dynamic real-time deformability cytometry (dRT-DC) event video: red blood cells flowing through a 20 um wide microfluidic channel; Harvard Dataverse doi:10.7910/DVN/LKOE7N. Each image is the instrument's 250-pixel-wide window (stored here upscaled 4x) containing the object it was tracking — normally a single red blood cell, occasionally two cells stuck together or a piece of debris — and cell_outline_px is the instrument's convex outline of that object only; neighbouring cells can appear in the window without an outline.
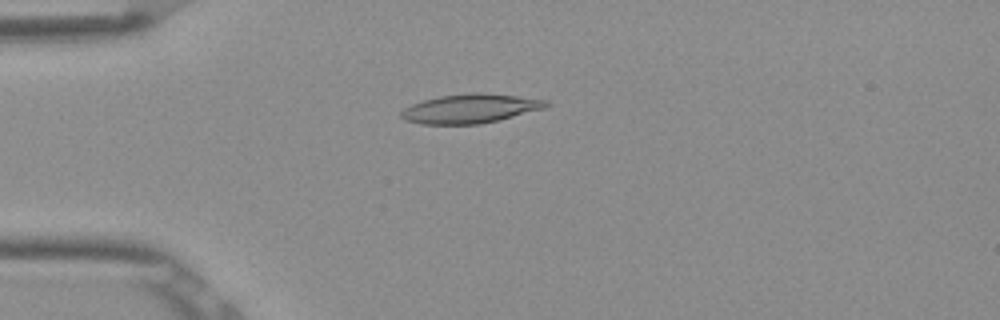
{"species": "Egyptian fruit bat (a non-hibernating species)", "species_latin": "Rousettus aegyptiacus", "temperature_condition": "room temperature", "stored_images_in_passage": 7, "camera_frame_rate_fps": 3000, "um_per_image_px": 0.085, "frame": {"image": 1, "passage_image": 4, "time_ms": 1.0, "image_size_px": [1000, 320], "cell_outline_px": [[552, 104], [544, 108], [500, 120], [480, 124], [420, 124], [404, 120], [400, 116], [400, 112], [404, 108], [412, 104], [424, 100], [440, 96], [472, 92], [480, 92], [516, 96], [548, 100]], "centroid_in_image_um": [39.97, 9.23], "position_along_channel_um": 45.0, "area_um2": 24.68}}
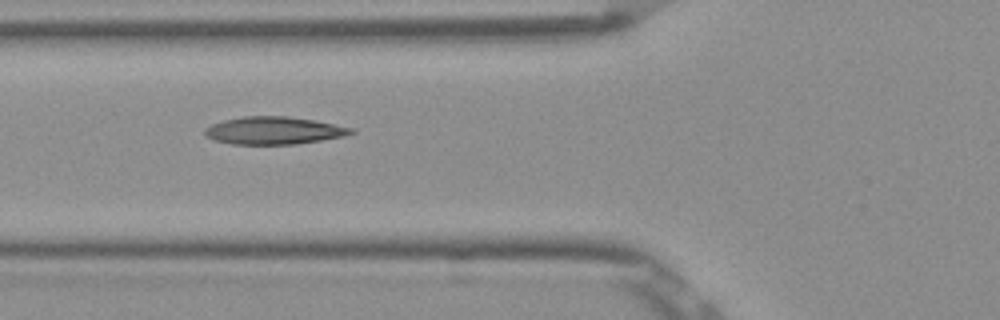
{"frame": {"image": 2, "passage_image": 6, "time_ms": 1.667, "image_size_px": [1000, 320], "cell_outline_px": [[356, 132], [344, 136], [296, 144], [232, 144], [216, 140], [208, 136], [204, 132], [204, 128], [212, 124], [224, 120], [244, 116], [288, 116], [312, 120], [352, 128]], "centroid_in_image_um": [23.26, 11.09], "position_along_channel_um": 102.5, "area_um2": 23.18}}
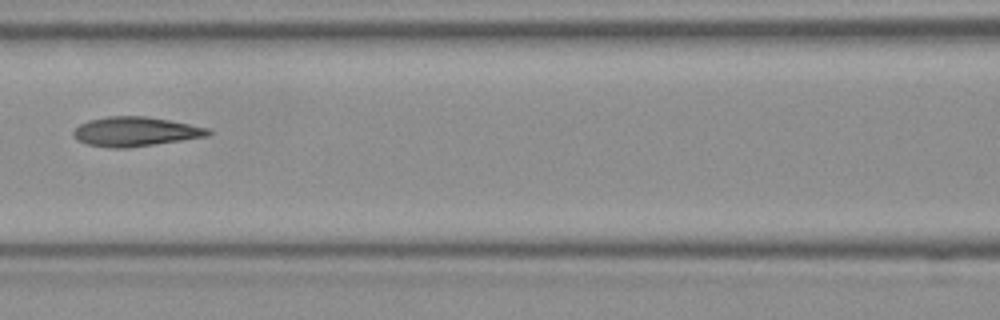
{"frame": {"image": 3, "passage_image": 7, "time_ms": 2.0, "image_size_px": [1000, 320], "cell_outline_px": [[212, 132], [208, 136], [128, 148], [112, 148], [88, 144], [76, 140], [72, 136], [72, 132], [80, 124], [88, 120], [108, 116], [148, 116], [208, 128]], "centroid_in_image_um": [11.46, 11.18], "position_along_channel_um": 155.1, "area_um2": 23.0}}